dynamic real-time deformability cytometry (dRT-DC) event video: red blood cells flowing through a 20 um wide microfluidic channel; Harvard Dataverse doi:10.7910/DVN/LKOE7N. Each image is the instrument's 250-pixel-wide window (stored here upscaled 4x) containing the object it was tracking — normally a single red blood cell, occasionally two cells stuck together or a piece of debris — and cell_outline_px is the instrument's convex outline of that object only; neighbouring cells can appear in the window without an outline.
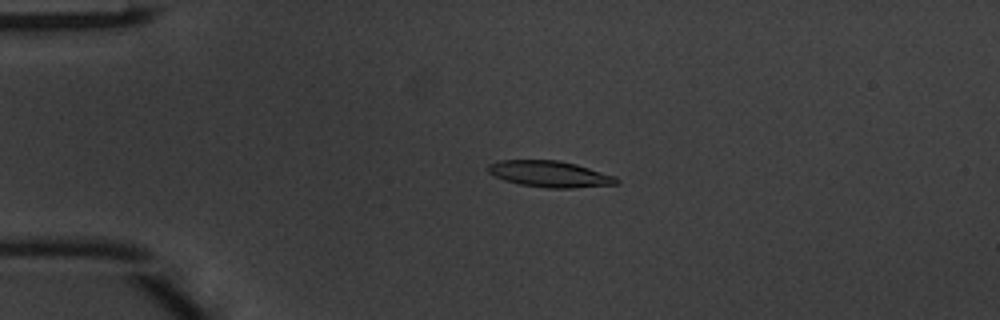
{"species": "common noctule bat (a hibernating species)", "species_latin": "Nyctalus noctula", "temperature_condition": "warm", "stored_images_in_passage": 49, "camera_frame_rate_fps": 3000, "um_per_image_px": 0.085, "animal": {"sex": "male", "body_mass_g": 20.1, "forearm_length_mm": 53.5}, "frame": {"image": 1, "passage_image": 12, "time_ms": 3.667, "image_size_px": [1000, 320], "cell_outline_px": [[620, 184], [572, 188], [544, 188], [520, 184], [504, 180], [488, 172], [488, 164], [500, 160], [556, 160], [576, 164], [616, 176], [620, 180]], "centroid_in_image_um": [46.77, 14.8], "position_along_channel_um": 38.2, "area_um2": 19.71}}
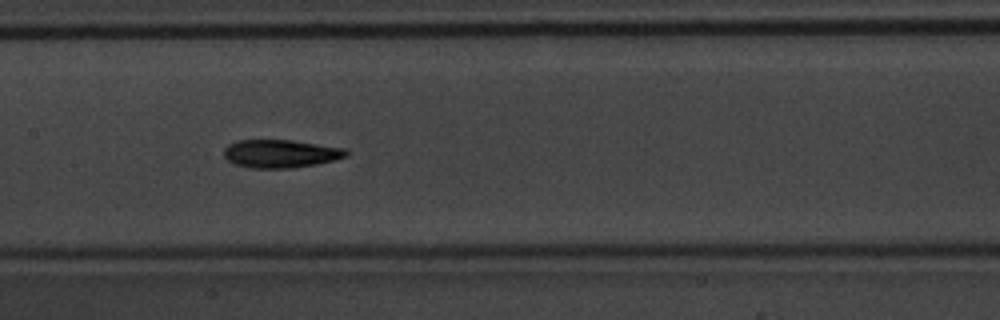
{"frame": {"image": 2, "passage_image": 25, "time_ms": 8.0, "image_size_px": [1000, 320], "cell_outline_px": [[348, 156], [316, 164], [292, 168], [248, 168], [236, 164], [228, 160], [224, 156], [224, 148], [228, 144], [236, 140], [292, 140], [344, 148], [348, 152]], "centroid_in_image_um": [23.82, 13.06], "position_along_channel_um": 183.6, "area_um2": 20.0}}
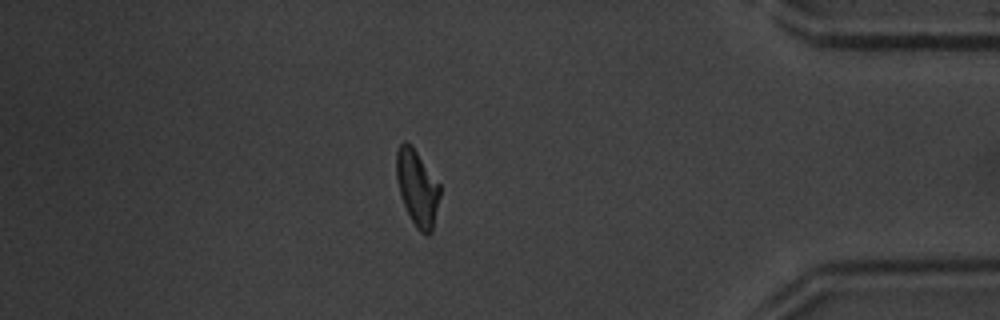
{"frame": {"image": 3, "passage_image": 43, "time_ms": 14.0, "image_size_px": [1000, 320], "cell_outline_px": [[440, 196], [432, 232], [428, 236], [420, 232], [416, 228], [404, 204], [400, 192], [396, 176], [396, 152], [400, 144], [404, 140], [416, 152], [440, 184]], "centroid_in_image_um": [35.47, 16.0], "position_along_channel_um": 399.7, "area_um2": 18.9}, "authors_computed_cell_mechanics": {"area_um2": 19.0162, "velocity_mm_per_s": 4.1573, "shape_relaxation_time_tau1_ms": 3.7373, "shape_relaxation_time_tau2_ms": 3.3478, "deformation_change_tau1": 0.1716, "deformation_change_tau2": 0.1137}}